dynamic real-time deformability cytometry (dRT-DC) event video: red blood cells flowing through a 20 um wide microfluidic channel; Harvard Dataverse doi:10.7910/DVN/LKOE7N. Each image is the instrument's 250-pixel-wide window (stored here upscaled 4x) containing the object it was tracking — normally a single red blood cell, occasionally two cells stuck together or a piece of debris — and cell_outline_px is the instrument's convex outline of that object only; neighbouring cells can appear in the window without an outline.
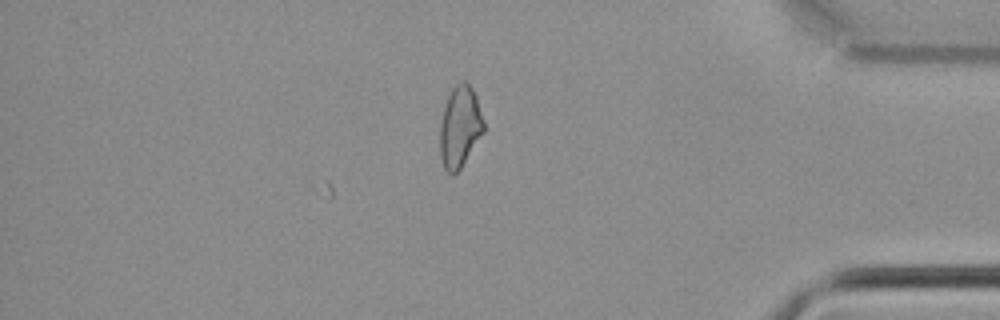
{"species": "common noctule bat (a hibernating species)", "species_latin": "Nyctalus noctula", "temperature_condition": "cold", "stored_images_in_passage": 30, "camera_frame_rate_fps": 3000, "um_per_image_px": 0.085, "animal": {"sex": "male", "body_mass_g": 21.5, "forearm_length_mm": 52.0}, "frame": {"image": 1, "passage_image": 30, "time_ms": 9.667, "image_size_px": [1000, 320], "cell_outline_px": [[484, 132], [460, 168], [452, 176], [444, 168], [440, 156], [440, 124], [444, 108], [448, 96], [452, 88], [460, 80], [464, 80], [472, 88], [476, 96], [484, 120]], "centroid_in_image_um": [39.09, 10.77], "position_along_channel_um": 396.1, "area_um2": 20.69}}